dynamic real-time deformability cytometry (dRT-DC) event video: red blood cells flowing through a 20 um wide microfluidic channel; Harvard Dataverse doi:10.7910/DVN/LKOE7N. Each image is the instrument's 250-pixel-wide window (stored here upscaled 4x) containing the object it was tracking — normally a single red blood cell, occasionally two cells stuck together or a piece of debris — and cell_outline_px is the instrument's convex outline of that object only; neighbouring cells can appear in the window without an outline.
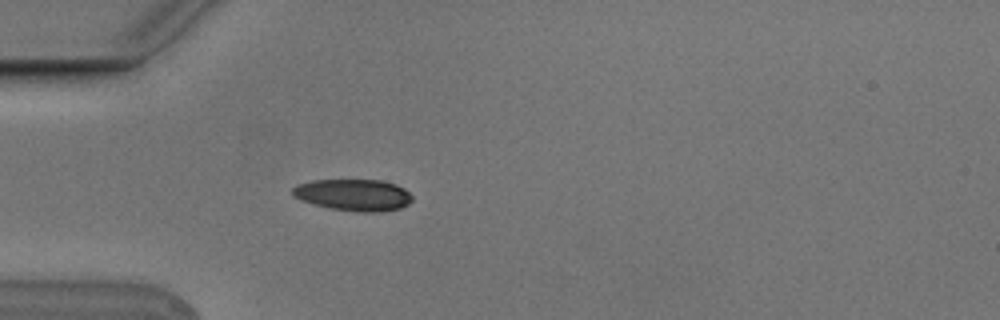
{"species": "Egyptian fruit bat (a non-hibernating species)", "species_latin": "Rousettus aegyptiacus", "temperature_condition": "cold", "stored_images_in_passage": 4, "camera_frame_rate_fps": 3000, "um_per_image_px": 0.085, "animal": {"sex": "male"}, "frame": {"image": 1, "passage_image": 4, "time_ms": 1.0, "image_size_px": [1000, 320], "cell_outline_px": [[412, 200], [408, 204], [400, 208], [380, 212], [356, 212], [328, 208], [300, 200], [292, 196], [292, 188], [296, 184], [312, 180], [380, 180], [396, 184], [404, 188], [412, 196]], "centroid_in_image_um": [30.02, 16.57], "position_along_channel_um": 55.0, "area_um2": 22.31}}